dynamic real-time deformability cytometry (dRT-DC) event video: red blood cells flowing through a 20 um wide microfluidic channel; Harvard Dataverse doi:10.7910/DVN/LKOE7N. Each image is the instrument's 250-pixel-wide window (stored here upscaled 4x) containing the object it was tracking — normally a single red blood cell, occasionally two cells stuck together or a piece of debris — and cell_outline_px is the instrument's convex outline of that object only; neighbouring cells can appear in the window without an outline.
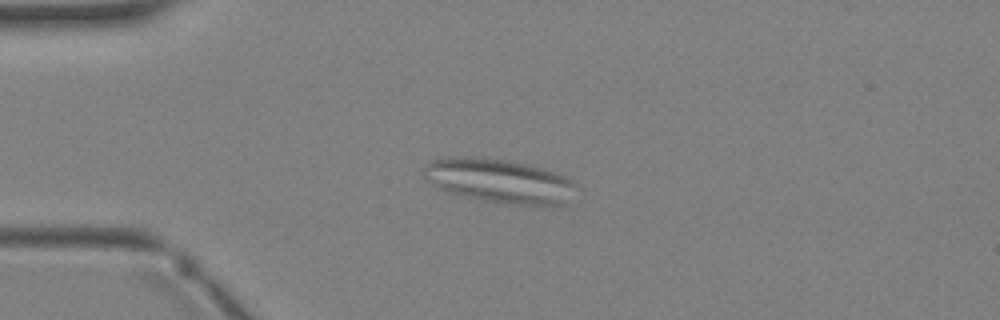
{"species": "Egyptian fruit bat (a non-hibernating species)", "species_latin": "Rousettus aegyptiacus", "temperature_condition": "warm", "stored_images_in_passage": 3, "camera_frame_rate_fps": 3000, "um_per_image_px": 0.085, "animal": {"sex": "female"}, "frame": {"image": 1, "passage_image": 2, "time_ms": 2.0, "image_size_px": [1000, 320], "cell_outline_px": [[572, 184], [560, 208], [544, 208], [508, 204], [484, 200], [464, 196], [440, 188], [432, 184], [424, 176], [424, 164], [428, 160], [448, 156], [472, 156], [508, 160], [528, 164], [544, 168], [564, 176], [572, 180]], "centroid_in_image_um": [42.39, 15.37], "position_along_channel_um": 42.6, "area_um2": 39.3}}